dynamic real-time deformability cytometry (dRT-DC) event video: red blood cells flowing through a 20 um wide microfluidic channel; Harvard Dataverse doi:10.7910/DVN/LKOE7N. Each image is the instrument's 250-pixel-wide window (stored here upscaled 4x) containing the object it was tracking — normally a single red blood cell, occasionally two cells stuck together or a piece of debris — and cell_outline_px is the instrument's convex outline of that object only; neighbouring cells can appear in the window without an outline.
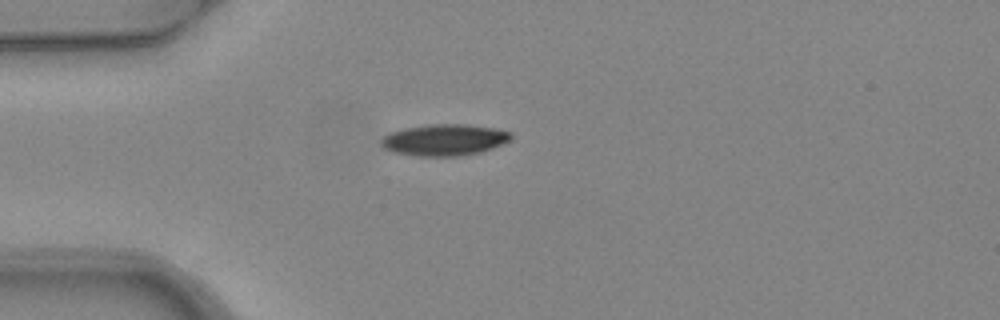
{"species": "common noctule bat (a hibernating species)", "species_latin": "Nyctalus noctula", "temperature_condition": "warm", "stored_images_in_passage": 4, "camera_frame_rate_fps": 3000, "um_per_image_px": 0.085, "animal": {"sex": "female", "body_mass_g": 24.6, "forearm_length_mm": 56.2}, "frame": {"image": 1, "passage_image": 4, "time_ms": 1.0, "image_size_px": [1000, 320], "cell_outline_px": [[512, 140], [492, 148], [480, 152], [460, 156], [416, 156], [396, 152], [384, 148], [380, 144], [380, 140], [384, 136], [392, 132], [404, 128], [428, 124], [464, 124], [496, 128], [512, 132]], "centroid_in_image_um": [37.8, 11.88], "position_along_channel_um": 47.2, "area_um2": 23.87}}